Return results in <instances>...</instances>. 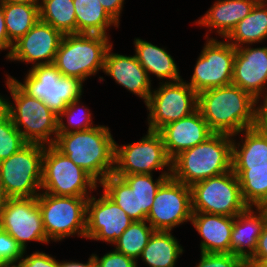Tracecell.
I'll list each match as a JSON object with an SVG mask.
<instances>
[{"label": "cell", "instance_id": "8992f818", "mask_svg": "<svg viewBox=\"0 0 267 267\" xmlns=\"http://www.w3.org/2000/svg\"><path fill=\"white\" fill-rule=\"evenodd\" d=\"M99 183L53 145H44L41 192L55 196L90 197Z\"/></svg>", "mask_w": 267, "mask_h": 267}, {"label": "cell", "instance_id": "9a60e30c", "mask_svg": "<svg viewBox=\"0 0 267 267\" xmlns=\"http://www.w3.org/2000/svg\"><path fill=\"white\" fill-rule=\"evenodd\" d=\"M0 228L12 236L24 251L29 242L48 244L37 197L8 198L0 214Z\"/></svg>", "mask_w": 267, "mask_h": 267}, {"label": "cell", "instance_id": "7402d4cb", "mask_svg": "<svg viewBox=\"0 0 267 267\" xmlns=\"http://www.w3.org/2000/svg\"><path fill=\"white\" fill-rule=\"evenodd\" d=\"M234 217L192 212L190 224L201 236L200 252L231 253Z\"/></svg>", "mask_w": 267, "mask_h": 267}, {"label": "cell", "instance_id": "681fc988", "mask_svg": "<svg viewBox=\"0 0 267 267\" xmlns=\"http://www.w3.org/2000/svg\"><path fill=\"white\" fill-rule=\"evenodd\" d=\"M239 267H261L259 263L253 262L249 259H244Z\"/></svg>", "mask_w": 267, "mask_h": 267}, {"label": "cell", "instance_id": "60d3db41", "mask_svg": "<svg viewBox=\"0 0 267 267\" xmlns=\"http://www.w3.org/2000/svg\"><path fill=\"white\" fill-rule=\"evenodd\" d=\"M108 15L120 26L125 0H99Z\"/></svg>", "mask_w": 267, "mask_h": 267}, {"label": "cell", "instance_id": "7a4b0ae2", "mask_svg": "<svg viewBox=\"0 0 267 267\" xmlns=\"http://www.w3.org/2000/svg\"><path fill=\"white\" fill-rule=\"evenodd\" d=\"M53 146L99 184L114 171L115 139L105 125L58 133Z\"/></svg>", "mask_w": 267, "mask_h": 267}, {"label": "cell", "instance_id": "ac0fdd59", "mask_svg": "<svg viewBox=\"0 0 267 267\" xmlns=\"http://www.w3.org/2000/svg\"><path fill=\"white\" fill-rule=\"evenodd\" d=\"M232 84L259 102L267 99V46L236 48Z\"/></svg>", "mask_w": 267, "mask_h": 267}, {"label": "cell", "instance_id": "9c48e42d", "mask_svg": "<svg viewBox=\"0 0 267 267\" xmlns=\"http://www.w3.org/2000/svg\"><path fill=\"white\" fill-rule=\"evenodd\" d=\"M146 133L139 141L126 145L115 141L113 174L122 178L124 175L154 174L153 171L160 170L161 175H171L172 160L161 134L150 130Z\"/></svg>", "mask_w": 267, "mask_h": 267}, {"label": "cell", "instance_id": "7dc6e473", "mask_svg": "<svg viewBox=\"0 0 267 267\" xmlns=\"http://www.w3.org/2000/svg\"><path fill=\"white\" fill-rule=\"evenodd\" d=\"M7 200H8V196L6 195L5 190L3 188V184L0 180V214Z\"/></svg>", "mask_w": 267, "mask_h": 267}, {"label": "cell", "instance_id": "ba28073f", "mask_svg": "<svg viewBox=\"0 0 267 267\" xmlns=\"http://www.w3.org/2000/svg\"><path fill=\"white\" fill-rule=\"evenodd\" d=\"M89 197L55 196L41 192L37 203L47 239L61 242L65 238H85Z\"/></svg>", "mask_w": 267, "mask_h": 267}, {"label": "cell", "instance_id": "c3c4849f", "mask_svg": "<svg viewBox=\"0 0 267 267\" xmlns=\"http://www.w3.org/2000/svg\"><path fill=\"white\" fill-rule=\"evenodd\" d=\"M6 98L0 94V117L6 113Z\"/></svg>", "mask_w": 267, "mask_h": 267}, {"label": "cell", "instance_id": "277c9868", "mask_svg": "<svg viewBox=\"0 0 267 267\" xmlns=\"http://www.w3.org/2000/svg\"><path fill=\"white\" fill-rule=\"evenodd\" d=\"M5 76L10 93V98H6V113L14 126L28 143L53 145L58 135V115L44 101L25 93L11 75Z\"/></svg>", "mask_w": 267, "mask_h": 267}, {"label": "cell", "instance_id": "7bdbcfd3", "mask_svg": "<svg viewBox=\"0 0 267 267\" xmlns=\"http://www.w3.org/2000/svg\"><path fill=\"white\" fill-rule=\"evenodd\" d=\"M12 48L13 44L9 41L7 35L3 7L2 3L0 2V52L3 50L4 51L8 50V53L5 55V57L7 58L10 55Z\"/></svg>", "mask_w": 267, "mask_h": 267}, {"label": "cell", "instance_id": "e0dca14e", "mask_svg": "<svg viewBox=\"0 0 267 267\" xmlns=\"http://www.w3.org/2000/svg\"><path fill=\"white\" fill-rule=\"evenodd\" d=\"M64 34L50 24L37 23L17 42L6 60L31 64V67L53 64Z\"/></svg>", "mask_w": 267, "mask_h": 267}, {"label": "cell", "instance_id": "30bf717a", "mask_svg": "<svg viewBox=\"0 0 267 267\" xmlns=\"http://www.w3.org/2000/svg\"><path fill=\"white\" fill-rule=\"evenodd\" d=\"M44 145L27 143L0 162V180L8 198H31L41 193Z\"/></svg>", "mask_w": 267, "mask_h": 267}, {"label": "cell", "instance_id": "d6a6232c", "mask_svg": "<svg viewBox=\"0 0 267 267\" xmlns=\"http://www.w3.org/2000/svg\"><path fill=\"white\" fill-rule=\"evenodd\" d=\"M153 176V174H132L122 177L137 194L139 221L146 220L152 208L156 192L171 175L160 174L155 180Z\"/></svg>", "mask_w": 267, "mask_h": 267}, {"label": "cell", "instance_id": "44dd1931", "mask_svg": "<svg viewBox=\"0 0 267 267\" xmlns=\"http://www.w3.org/2000/svg\"><path fill=\"white\" fill-rule=\"evenodd\" d=\"M259 0H216L202 17L197 19L195 24L208 28L205 38L210 37L209 32L214 31L221 38L225 39L236 27L237 23L243 20L253 9Z\"/></svg>", "mask_w": 267, "mask_h": 267}, {"label": "cell", "instance_id": "6da1fadb", "mask_svg": "<svg viewBox=\"0 0 267 267\" xmlns=\"http://www.w3.org/2000/svg\"><path fill=\"white\" fill-rule=\"evenodd\" d=\"M260 102L230 84L198 94V109L214 133L235 135L259 125Z\"/></svg>", "mask_w": 267, "mask_h": 267}, {"label": "cell", "instance_id": "b9f144b4", "mask_svg": "<svg viewBox=\"0 0 267 267\" xmlns=\"http://www.w3.org/2000/svg\"><path fill=\"white\" fill-rule=\"evenodd\" d=\"M267 259V223L265 224L262 233L257 242V248L249 260L259 263L261 260Z\"/></svg>", "mask_w": 267, "mask_h": 267}, {"label": "cell", "instance_id": "2e32d148", "mask_svg": "<svg viewBox=\"0 0 267 267\" xmlns=\"http://www.w3.org/2000/svg\"><path fill=\"white\" fill-rule=\"evenodd\" d=\"M133 221L104 192L99 198L91 195L87 201L85 239L103 241L113 246Z\"/></svg>", "mask_w": 267, "mask_h": 267}, {"label": "cell", "instance_id": "cb8c5ba5", "mask_svg": "<svg viewBox=\"0 0 267 267\" xmlns=\"http://www.w3.org/2000/svg\"><path fill=\"white\" fill-rule=\"evenodd\" d=\"M232 168H267V132L260 125L232 136Z\"/></svg>", "mask_w": 267, "mask_h": 267}, {"label": "cell", "instance_id": "d590c367", "mask_svg": "<svg viewBox=\"0 0 267 267\" xmlns=\"http://www.w3.org/2000/svg\"><path fill=\"white\" fill-rule=\"evenodd\" d=\"M28 142L14 126L10 116L5 113L0 117V162L9 158Z\"/></svg>", "mask_w": 267, "mask_h": 267}, {"label": "cell", "instance_id": "ffe728a7", "mask_svg": "<svg viewBox=\"0 0 267 267\" xmlns=\"http://www.w3.org/2000/svg\"><path fill=\"white\" fill-rule=\"evenodd\" d=\"M158 132L171 160L181 152L205 142L214 134L199 109L180 120L166 124Z\"/></svg>", "mask_w": 267, "mask_h": 267}, {"label": "cell", "instance_id": "8fae6325", "mask_svg": "<svg viewBox=\"0 0 267 267\" xmlns=\"http://www.w3.org/2000/svg\"><path fill=\"white\" fill-rule=\"evenodd\" d=\"M192 212L236 217L249 206L244 202L237 176L232 170L191 186Z\"/></svg>", "mask_w": 267, "mask_h": 267}, {"label": "cell", "instance_id": "603a6c76", "mask_svg": "<svg viewBox=\"0 0 267 267\" xmlns=\"http://www.w3.org/2000/svg\"><path fill=\"white\" fill-rule=\"evenodd\" d=\"M267 223L265 207H248L234 217L231 234V253L249 259L257 248V242Z\"/></svg>", "mask_w": 267, "mask_h": 267}, {"label": "cell", "instance_id": "484cf974", "mask_svg": "<svg viewBox=\"0 0 267 267\" xmlns=\"http://www.w3.org/2000/svg\"><path fill=\"white\" fill-rule=\"evenodd\" d=\"M235 48L263 43L267 39V0H259L252 11L225 38Z\"/></svg>", "mask_w": 267, "mask_h": 267}, {"label": "cell", "instance_id": "74e56055", "mask_svg": "<svg viewBox=\"0 0 267 267\" xmlns=\"http://www.w3.org/2000/svg\"><path fill=\"white\" fill-rule=\"evenodd\" d=\"M199 262L195 267H239L244 258L232 253L200 252Z\"/></svg>", "mask_w": 267, "mask_h": 267}, {"label": "cell", "instance_id": "1f68e13d", "mask_svg": "<svg viewBox=\"0 0 267 267\" xmlns=\"http://www.w3.org/2000/svg\"><path fill=\"white\" fill-rule=\"evenodd\" d=\"M154 232L146 220L133 221L113 243V249L138 261Z\"/></svg>", "mask_w": 267, "mask_h": 267}, {"label": "cell", "instance_id": "ee69618b", "mask_svg": "<svg viewBox=\"0 0 267 267\" xmlns=\"http://www.w3.org/2000/svg\"><path fill=\"white\" fill-rule=\"evenodd\" d=\"M88 261L86 263H82L79 261H60L59 267H95V260L93 257V253L89 255Z\"/></svg>", "mask_w": 267, "mask_h": 267}, {"label": "cell", "instance_id": "e575fe53", "mask_svg": "<svg viewBox=\"0 0 267 267\" xmlns=\"http://www.w3.org/2000/svg\"><path fill=\"white\" fill-rule=\"evenodd\" d=\"M91 115L90 109L83 105L81 98L74 100L58 115V133L84 131L95 127Z\"/></svg>", "mask_w": 267, "mask_h": 267}, {"label": "cell", "instance_id": "bcb514c9", "mask_svg": "<svg viewBox=\"0 0 267 267\" xmlns=\"http://www.w3.org/2000/svg\"><path fill=\"white\" fill-rule=\"evenodd\" d=\"M1 3H22L29 5H40V0H0Z\"/></svg>", "mask_w": 267, "mask_h": 267}, {"label": "cell", "instance_id": "3957f363", "mask_svg": "<svg viewBox=\"0 0 267 267\" xmlns=\"http://www.w3.org/2000/svg\"><path fill=\"white\" fill-rule=\"evenodd\" d=\"M232 170V135L214 133L172 160L171 176L187 186Z\"/></svg>", "mask_w": 267, "mask_h": 267}, {"label": "cell", "instance_id": "83f0119b", "mask_svg": "<svg viewBox=\"0 0 267 267\" xmlns=\"http://www.w3.org/2000/svg\"><path fill=\"white\" fill-rule=\"evenodd\" d=\"M76 33L100 34L107 37L112 26L119 25L108 15L99 0H73Z\"/></svg>", "mask_w": 267, "mask_h": 267}, {"label": "cell", "instance_id": "f546056e", "mask_svg": "<svg viewBox=\"0 0 267 267\" xmlns=\"http://www.w3.org/2000/svg\"><path fill=\"white\" fill-rule=\"evenodd\" d=\"M237 176L244 202L249 207L267 205V168H232Z\"/></svg>", "mask_w": 267, "mask_h": 267}, {"label": "cell", "instance_id": "836d02e7", "mask_svg": "<svg viewBox=\"0 0 267 267\" xmlns=\"http://www.w3.org/2000/svg\"><path fill=\"white\" fill-rule=\"evenodd\" d=\"M104 192L134 221H139L137 194L129 184L115 174L107 176L100 184Z\"/></svg>", "mask_w": 267, "mask_h": 267}, {"label": "cell", "instance_id": "f1b7e54d", "mask_svg": "<svg viewBox=\"0 0 267 267\" xmlns=\"http://www.w3.org/2000/svg\"><path fill=\"white\" fill-rule=\"evenodd\" d=\"M9 41L14 44L39 20V5L2 3Z\"/></svg>", "mask_w": 267, "mask_h": 267}, {"label": "cell", "instance_id": "52a82bcc", "mask_svg": "<svg viewBox=\"0 0 267 267\" xmlns=\"http://www.w3.org/2000/svg\"><path fill=\"white\" fill-rule=\"evenodd\" d=\"M11 78L29 96L44 101L56 115L84 94V82L75 77L62 76L53 64L30 67L23 83L14 76Z\"/></svg>", "mask_w": 267, "mask_h": 267}, {"label": "cell", "instance_id": "4dcf8cb0", "mask_svg": "<svg viewBox=\"0 0 267 267\" xmlns=\"http://www.w3.org/2000/svg\"><path fill=\"white\" fill-rule=\"evenodd\" d=\"M39 20L50 24L63 34L76 33L73 0H40Z\"/></svg>", "mask_w": 267, "mask_h": 267}, {"label": "cell", "instance_id": "d4e9b609", "mask_svg": "<svg viewBox=\"0 0 267 267\" xmlns=\"http://www.w3.org/2000/svg\"><path fill=\"white\" fill-rule=\"evenodd\" d=\"M134 53L138 62L150 75L156 76L160 83L177 82L183 78L180 76L179 66L174 58L164 47H159L146 40L135 38L133 41Z\"/></svg>", "mask_w": 267, "mask_h": 267}, {"label": "cell", "instance_id": "ab89813d", "mask_svg": "<svg viewBox=\"0 0 267 267\" xmlns=\"http://www.w3.org/2000/svg\"><path fill=\"white\" fill-rule=\"evenodd\" d=\"M26 252L24 251L23 256L14 267H59V261L49 253L37 250L27 255Z\"/></svg>", "mask_w": 267, "mask_h": 267}, {"label": "cell", "instance_id": "5bb4252c", "mask_svg": "<svg viewBox=\"0 0 267 267\" xmlns=\"http://www.w3.org/2000/svg\"><path fill=\"white\" fill-rule=\"evenodd\" d=\"M191 218V187L168 177L156 192L146 221L155 231H173Z\"/></svg>", "mask_w": 267, "mask_h": 267}, {"label": "cell", "instance_id": "d6986e66", "mask_svg": "<svg viewBox=\"0 0 267 267\" xmlns=\"http://www.w3.org/2000/svg\"><path fill=\"white\" fill-rule=\"evenodd\" d=\"M112 49L113 44L106 53L103 73L146 104L153 89L148 73L135 54L122 55L114 53Z\"/></svg>", "mask_w": 267, "mask_h": 267}, {"label": "cell", "instance_id": "f6af8a7d", "mask_svg": "<svg viewBox=\"0 0 267 267\" xmlns=\"http://www.w3.org/2000/svg\"><path fill=\"white\" fill-rule=\"evenodd\" d=\"M259 125L267 132V99L260 102Z\"/></svg>", "mask_w": 267, "mask_h": 267}, {"label": "cell", "instance_id": "f35d334b", "mask_svg": "<svg viewBox=\"0 0 267 267\" xmlns=\"http://www.w3.org/2000/svg\"><path fill=\"white\" fill-rule=\"evenodd\" d=\"M95 267H138V262L116 250L108 251L99 257L96 253L93 254Z\"/></svg>", "mask_w": 267, "mask_h": 267}, {"label": "cell", "instance_id": "f907efd6", "mask_svg": "<svg viewBox=\"0 0 267 267\" xmlns=\"http://www.w3.org/2000/svg\"><path fill=\"white\" fill-rule=\"evenodd\" d=\"M259 265H260L261 267H267V259H266V260H261V261L259 262Z\"/></svg>", "mask_w": 267, "mask_h": 267}, {"label": "cell", "instance_id": "8d00e7d4", "mask_svg": "<svg viewBox=\"0 0 267 267\" xmlns=\"http://www.w3.org/2000/svg\"><path fill=\"white\" fill-rule=\"evenodd\" d=\"M23 254L16 240L0 228V267H14Z\"/></svg>", "mask_w": 267, "mask_h": 267}, {"label": "cell", "instance_id": "7c38bea8", "mask_svg": "<svg viewBox=\"0 0 267 267\" xmlns=\"http://www.w3.org/2000/svg\"><path fill=\"white\" fill-rule=\"evenodd\" d=\"M149 112L148 130L159 131L166 124L180 120L198 109V94L182 79L160 83L152 89L145 104Z\"/></svg>", "mask_w": 267, "mask_h": 267}, {"label": "cell", "instance_id": "4316f807", "mask_svg": "<svg viewBox=\"0 0 267 267\" xmlns=\"http://www.w3.org/2000/svg\"><path fill=\"white\" fill-rule=\"evenodd\" d=\"M183 253L184 249L172 231H155L139 259L148 267H175Z\"/></svg>", "mask_w": 267, "mask_h": 267}, {"label": "cell", "instance_id": "4fadbf2b", "mask_svg": "<svg viewBox=\"0 0 267 267\" xmlns=\"http://www.w3.org/2000/svg\"><path fill=\"white\" fill-rule=\"evenodd\" d=\"M206 38L190 78L186 82L199 94L232 84L236 48L226 39Z\"/></svg>", "mask_w": 267, "mask_h": 267}, {"label": "cell", "instance_id": "5b68a950", "mask_svg": "<svg viewBox=\"0 0 267 267\" xmlns=\"http://www.w3.org/2000/svg\"><path fill=\"white\" fill-rule=\"evenodd\" d=\"M112 44L110 37L100 34H64L53 65L62 76L85 82L103 72L106 53Z\"/></svg>", "mask_w": 267, "mask_h": 267}]
</instances>
